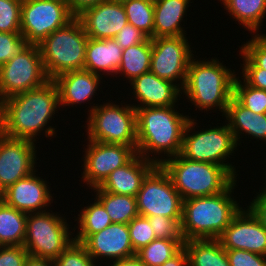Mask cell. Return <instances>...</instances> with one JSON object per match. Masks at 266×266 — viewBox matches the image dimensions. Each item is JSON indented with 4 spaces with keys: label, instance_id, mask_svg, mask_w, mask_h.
<instances>
[{
    "label": "cell",
    "instance_id": "cell-1",
    "mask_svg": "<svg viewBox=\"0 0 266 266\" xmlns=\"http://www.w3.org/2000/svg\"><path fill=\"white\" fill-rule=\"evenodd\" d=\"M57 108H60L58 89L55 82L49 80L41 87L16 94L0 103V132L32 142H36L43 130L46 137H53L55 128L47 126V123Z\"/></svg>",
    "mask_w": 266,
    "mask_h": 266
},
{
    "label": "cell",
    "instance_id": "cell-2",
    "mask_svg": "<svg viewBox=\"0 0 266 266\" xmlns=\"http://www.w3.org/2000/svg\"><path fill=\"white\" fill-rule=\"evenodd\" d=\"M175 106L143 107L136 109L137 153L158 165L161 158H150V153L167 154V158L180 154L188 115L177 112ZM176 110V111H175ZM161 153V154H160Z\"/></svg>",
    "mask_w": 266,
    "mask_h": 266
},
{
    "label": "cell",
    "instance_id": "cell-3",
    "mask_svg": "<svg viewBox=\"0 0 266 266\" xmlns=\"http://www.w3.org/2000/svg\"><path fill=\"white\" fill-rule=\"evenodd\" d=\"M236 183L217 195L183 200L181 227L186 241L219 238L242 208L231 195Z\"/></svg>",
    "mask_w": 266,
    "mask_h": 266
},
{
    "label": "cell",
    "instance_id": "cell-4",
    "mask_svg": "<svg viewBox=\"0 0 266 266\" xmlns=\"http://www.w3.org/2000/svg\"><path fill=\"white\" fill-rule=\"evenodd\" d=\"M195 60L193 57L189 63L181 92L192 101V105L195 104L196 109L207 112L218 107L225 115L233 97V85L237 76L235 71L226 68L217 58L210 61Z\"/></svg>",
    "mask_w": 266,
    "mask_h": 266
},
{
    "label": "cell",
    "instance_id": "cell-5",
    "mask_svg": "<svg viewBox=\"0 0 266 266\" xmlns=\"http://www.w3.org/2000/svg\"><path fill=\"white\" fill-rule=\"evenodd\" d=\"M163 158L159 165L169 175L182 200L217 195L237 179L217 164L192 161L180 154Z\"/></svg>",
    "mask_w": 266,
    "mask_h": 266
},
{
    "label": "cell",
    "instance_id": "cell-6",
    "mask_svg": "<svg viewBox=\"0 0 266 266\" xmlns=\"http://www.w3.org/2000/svg\"><path fill=\"white\" fill-rule=\"evenodd\" d=\"M88 39L82 22L74 17L38 44L49 80L66 72L84 69Z\"/></svg>",
    "mask_w": 266,
    "mask_h": 266
},
{
    "label": "cell",
    "instance_id": "cell-7",
    "mask_svg": "<svg viewBox=\"0 0 266 266\" xmlns=\"http://www.w3.org/2000/svg\"><path fill=\"white\" fill-rule=\"evenodd\" d=\"M195 119L188 121L182 140L180 155L186 159L208 162L225 167L234 177L236 169L230 163H224L240 143H237L228 124L195 132ZM194 129L195 133H192ZM191 131V132H190ZM192 133V134H189ZM236 175V176H235Z\"/></svg>",
    "mask_w": 266,
    "mask_h": 266
},
{
    "label": "cell",
    "instance_id": "cell-8",
    "mask_svg": "<svg viewBox=\"0 0 266 266\" xmlns=\"http://www.w3.org/2000/svg\"><path fill=\"white\" fill-rule=\"evenodd\" d=\"M115 103L91 106L87 119L88 140L124 144L137 149L136 109Z\"/></svg>",
    "mask_w": 266,
    "mask_h": 266
},
{
    "label": "cell",
    "instance_id": "cell-9",
    "mask_svg": "<svg viewBox=\"0 0 266 266\" xmlns=\"http://www.w3.org/2000/svg\"><path fill=\"white\" fill-rule=\"evenodd\" d=\"M59 215L49 211L27 214L23 246L30 256L55 260L74 240L66 218Z\"/></svg>",
    "mask_w": 266,
    "mask_h": 266
},
{
    "label": "cell",
    "instance_id": "cell-10",
    "mask_svg": "<svg viewBox=\"0 0 266 266\" xmlns=\"http://www.w3.org/2000/svg\"><path fill=\"white\" fill-rule=\"evenodd\" d=\"M49 81L39 46L29 44L0 67V103L16 94L27 92Z\"/></svg>",
    "mask_w": 266,
    "mask_h": 266
},
{
    "label": "cell",
    "instance_id": "cell-11",
    "mask_svg": "<svg viewBox=\"0 0 266 266\" xmlns=\"http://www.w3.org/2000/svg\"><path fill=\"white\" fill-rule=\"evenodd\" d=\"M136 197L140 216L182 218V198L169 175L157 165L143 180Z\"/></svg>",
    "mask_w": 266,
    "mask_h": 266
},
{
    "label": "cell",
    "instance_id": "cell-12",
    "mask_svg": "<svg viewBox=\"0 0 266 266\" xmlns=\"http://www.w3.org/2000/svg\"><path fill=\"white\" fill-rule=\"evenodd\" d=\"M75 16L61 0H22L21 34L29 44H40Z\"/></svg>",
    "mask_w": 266,
    "mask_h": 266
},
{
    "label": "cell",
    "instance_id": "cell-13",
    "mask_svg": "<svg viewBox=\"0 0 266 266\" xmlns=\"http://www.w3.org/2000/svg\"><path fill=\"white\" fill-rule=\"evenodd\" d=\"M169 36L152 39L150 71L159 78L177 83L182 89L189 63L194 57L187 37Z\"/></svg>",
    "mask_w": 266,
    "mask_h": 266
},
{
    "label": "cell",
    "instance_id": "cell-14",
    "mask_svg": "<svg viewBox=\"0 0 266 266\" xmlns=\"http://www.w3.org/2000/svg\"><path fill=\"white\" fill-rule=\"evenodd\" d=\"M136 154L132 146L89 140L83 157V182L91 189L99 187L111 172L127 164Z\"/></svg>",
    "mask_w": 266,
    "mask_h": 266
},
{
    "label": "cell",
    "instance_id": "cell-15",
    "mask_svg": "<svg viewBox=\"0 0 266 266\" xmlns=\"http://www.w3.org/2000/svg\"><path fill=\"white\" fill-rule=\"evenodd\" d=\"M34 143L5 136L0 132V194L10 185L36 171L34 165L37 150Z\"/></svg>",
    "mask_w": 266,
    "mask_h": 266
},
{
    "label": "cell",
    "instance_id": "cell-16",
    "mask_svg": "<svg viewBox=\"0 0 266 266\" xmlns=\"http://www.w3.org/2000/svg\"><path fill=\"white\" fill-rule=\"evenodd\" d=\"M218 240L224 249H241L266 256V228L249 207L241 208Z\"/></svg>",
    "mask_w": 266,
    "mask_h": 266
},
{
    "label": "cell",
    "instance_id": "cell-17",
    "mask_svg": "<svg viewBox=\"0 0 266 266\" xmlns=\"http://www.w3.org/2000/svg\"><path fill=\"white\" fill-rule=\"evenodd\" d=\"M35 172L37 170L10 185L0 194V199L8 206L26 214L45 212L51 205L53 196H51L47 182L38 174L36 176Z\"/></svg>",
    "mask_w": 266,
    "mask_h": 266
},
{
    "label": "cell",
    "instance_id": "cell-18",
    "mask_svg": "<svg viewBox=\"0 0 266 266\" xmlns=\"http://www.w3.org/2000/svg\"><path fill=\"white\" fill-rule=\"evenodd\" d=\"M89 38L109 39L128 23L121 1L105 0L85 9L77 16Z\"/></svg>",
    "mask_w": 266,
    "mask_h": 266
},
{
    "label": "cell",
    "instance_id": "cell-19",
    "mask_svg": "<svg viewBox=\"0 0 266 266\" xmlns=\"http://www.w3.org/2000/svg\"><path fill=\"white\" fill-rule=\"evenodd\" d=\"M82 244L95 262L98 258L110 259V262H113L136 255L128 224L111 223L102 231L91 234Z\"/></svg>",
    "mask_w": 266,
    "mask_h": 266
},
{
    "label": "cell",
    "instance_id": "cell-20",
    "mask_svg": "<svg viewBox=\"0 0 266 266\" xmlns=\"http://www.w3.org/2000/svg\"><path fill=\"white\" fill-rule=\"evenodd\" d=\"M131 85L134 100L140 102L137 106L133 105L135 108L174 106L182 94L179 83L159 78L151 71L135 78L130 82Z\"/></svg>",
    "mask_w": 266,
    "mask_h": 266
},
{
    "label": "cell",
    "instance_id": "cell-21",
    "mask_svg": "<svg viewBox=\"0 0 266 266\" xmlns=\"http://www.w3.org/2000/svg\"><path fill=\"white\" fill-rule=\"evenodd\" d=\"M157 165L137 153L127 164L111 172L99 188L109 193L135 197L143 180Z\"/></svg>",
    "mask_w": 266,
    "mask_h": 266
},
{
    "label": "cell",
    "instance_id": "cell-22",
    "mask_svg": "<svg viewBox=\"0 0 266 266\" xmlns=\"http://www.w3.org/2000/svg\"><path fill=\"white\" fill-rule=\"evenodd\" d=\"M102 76L88 70L81 69L63 73L53 79L59 93L60 106L73 107L74 104H82L92 100Z\"/></svg>",
    "mask_w": 266,
    "mask_h": 266
},
{
    "label": "cell",
    "instance_id": "cell-23",
    "mask_svg": "<svg viewBox=\"0 0 266 266\" xmlns=\"http://www.w3.org/2000/svg\"><path fill=\"white\" fill-rule=\"evenodd\" d=\"M123 49L114 38H89L86 47L84 69L97 75H116L120 67ZM101 72L103 74H101Z\"/></svg>",
    "mask_w": 266,
    "mask_h": 266
},
{
    "label": "cell",
    "instance_id": "cell-24",
    "mask_svg": "<svg viewBox=\"0 0 266 266\" xmlns=\"http://www.w3.org/2000/svg\"><path fill=\"white\" fill-rule=\"evenodd\" d=\"M224 116L237 143L240 142V135L244 132L252 136V139L264 140L266 143V113H254L232 97Z\"/></svg>",
    "mask_w": 266,
    "mask_h": 266
},
{
    "label": "cell",
    "instance_id": "cell-25",
    "mask_svg": "<svg viewBox=\"0 0 266 266\" xmlns=\"http://www.w3.org/2000/svg\"><path fill=\"white\" fill-rule=\"evenodd\" d=\"M191 0H159L154 3L153 38L184 36L181 22Z\"/></svg>",
    "mask_w": 266,
    "mask_h": 266
},
{
    "label": "cell",
    "instance_id": "cell-26",
    "mask_svg": "<svg viewBox=\"0 0 266 266\" xmlns=\"http://www.w3.org/2000/svg\"><path fill=\"white\" fill-rule=\"evenodd\" d=\"M189 266H230L226 250L218 239L185 241Z\"/></svg>",
    "mask_w": 266,
    "mask_h": 266
},
{
    "label": "cell",
    "instance_id": "cell-27",
    "mask_svg": "<svg viewBox=\"0 0 266 266\" xmlns=\"http://www.w3.org/2000/svg\"><path fill=\"white\" fill-rule=\"evenodd\" d=\"M27 214L0 199V246H23Z\"/></svg>",
    "mask_w": 266,
    "mask_h": 266
},
{
    "label": "cell",
    "instance_id": "cell-28",
    "mask_svg": "<svg viewBox=\"0 0 266 266\" xmlns=\"http://www.w3.org/2000/svg\"><path fill=\"white\" fill-rule=\"evenodd\" d=\"M152 39L123 49L120 67L116 75L121 73L129 82L149 72L151 67Z\"/></svg>",
    "mask_w": 266,
    "mask_h": 266
},
{
    "label": "cell",
    "instance_id": "cell-29",
    "mask_svg": "<svg viewBox=\"0 0 266 266\" xmlns=\"http://www.w3.org/2000/svg\"><path fill=\"white\" fill-rule=\"evenodd\" d=\"M224 9L239 24L251 31L258 33L259 27L263 24V18L266 14V0H220Z\"/></svg>",
    "mask_w": 266,
    "mask_h": 266
},
{
    "label": "cell",
    "instance_id": "cell-30",
    "mask_svg": "<svg viewBox=\"0 0 266 266\" xmlns=\"http://www.w3.org/2000/svg\"><path fill=\"white\" fill-rule=\"evenodd\" d=\"M96 199L104 206L112 223L128 224L138 216L136 197L130 195H118L93 188Z\"/></svg>",
    "mask_w": 266,
    "mask_h": 266
},
{
    "label": "cell",
    "instance_id": "cell-31",
    "mask_svg": "<svg viewBox=\"0 0 266 266\" xmlns=\"http://www.w3.org/2000/svg\"><path fill=\"white\" fill-rule=\"evenodd\" d=\"M94 199V203L84 207L75 220L79 223V231L73 238L76 242L83 243L91 234L102 231L112 223L104 206L96 198Z\"/></svg>",
    "mask_w": 266,
    "mask_h": 266
},
{
    "label": "cell",
    "instance_id": "cell-32",
    "mask_svg": "<svg viewBox=\"0 0 266 266\" xmlns=\"http://www.w3.org/2000/svg\"><path fill=\"white\" fill-rule=\"evenodd\" d=\"M184 245L178 239H154L136 252L145 266H161L177 254Z\"/></svg>",
    "mask_w": 266,
    "mask_h": 266
},
{
    "label": "cell",
    "instance_id": "cell-33",
    "mask_svg": "<svg viewBox=\"0 0 266 266\" xmlns=\"http://www.w3.org/2000/svg\"><path fill=\"white\" fill-rule=\"evenodd\" d=\"M128 23L153 39L154 3L147 0H122Z\"/></svg>",
    "mask_w": 266,
    "mask_h": 266
},
{
    "label": "cell",
    "instance_id": "cell-34",
    "mask_svg": "<svg viewBox=\"0 0 266 266\" xmlns=\"http://www.w3.org/2000/svg\"><path fill=\"white\" fill-rule=\"evenodd\" d=\"M236 76L233 85V97L254 113H266V91L248 85Z\"/></svg>",
    "mask_w": 266,
    "mask_h": 266
},
{
    "label": "cell",
    "instance_id": "cell-35",
    "mask_svg": "<svg viewBox=\"0 0 266 266\" xmlns=\"http://www.w3.org/2000/svg\"><path fill=\"white\" fill-rule=\"evenodd\" d=\"M22 0H0V32L21 33Z\"/></svg>",
    "mask_w": 266,
    "mask_h": 266
},
{
    "label": "cell",
    "instance_id": "cell-36",
    "mask_svg": "<svg viewBox=\"0 0 266 266\" xmlns=\"http://www.w3.org/2000/svg\"><path fill=\"white\" fill-rule=\"evenodd\" d=\"M147 218L157 239H178L184 245L186 240L182 234V218H168L160 215Z\"/></svg>",
    "mask_w": 266,
    "mask_h": 266
},
{
    "label": "cell",
    "instance_id": "cell-37",
    "mask_svg": "<svg viewBox=\"0 0 266 266\" xmlns=\"http://www.w3.org/2000/svg\"><path fill=\"white\" fill-rule=\"evenodd\" d=\"M54 266H97L86 247L72 241L70 245L54 260Z\"/></svg>",
    "mask_w": 266,
    "mask_h": 266
},
{
    "label": "cell",
    "instance_id": "cell-38",
    "mask_svg": "<svg viewBox=\"0 0 266 266\" xmlns=\"http://www.w3.org/2000/svg\"><path fill=\"white\" fill-rule=\"evenodd\" d=\"M130 239L135 252L156 239L149 219L144 216H136L128 223Z\"/></svg>",
    "mask_w": 266,
    "mask_h": 266
},
{
    "label": "cell",
    "instance_id": "cell-39",
    "mask_svg": "<svg viewBox=\"0 0 266 266\" xmlns=\"http://www.w3.org/2000/svg\"><path fill=\"white\" fill-rule=\"evenodd\" d=\"M28 45L21 33L0 32V67Z\"/></svg>",
    "mask_w": 266,
    "mask_h": 266
},
{
    "label": "cell",
    "instance_id": "cell-40",
    "mask_svg": "<svg viewBox=\"0 0 266 266\" xmlns=\"http://www.w3.org/2000/svg\"><path fill=\"white\" fill-rule=\"evenodd\" d=\"M254 37V38H253ZM243 44L241 51L258 67L266 70V34H256Z\"/></svg>",
    "mask_w": 266,
    "mask_h": 266
},
{
    "label": "cell",
    "instance_id": "cell-41",
    "mask_svg": "<svg viewBox=\"0 0 266 266\" xmlns=\"http://www.w3.org/2000/svg\"><path fill=\"white\" fill-rule=\"evenodd\" d=\"M243 57L242 77L248 85L266 91V70L258 68L241 50Z\"/></svg>",
    "mask_w": 266,
    "mask_h": 266
},
{
    "label": "cell",
    "instance_id": "cell-42",
    "mask_svg": "<svg viewBox=\"0 0 266 266\" xmlns=\"http://www.w3.org/2000/svg\"><path fill=\"white\" fill-rule=\"evenodd\" d=\"M230 266H266V256L241 249H225Z\"/></svg>",
    "mask_w": 266,
    "mask_h": 266
},
{
    "label": "cell",
    "instance_id": "cell-43",
    "mask_svg": "<svg viewBox=\"0 0 266 266\" xmlns=\"http://www.w3.org/2000/svg\"><path fill=\"white\" fill-rule=\"evenodd\" d=\"M148 38L145 33L134 27L131 23H127L114 37L122 49L145 42Z\"/></svg>",
    "mask_w": 266,
    "mask_h": 266
},
{
    "label": "cell",
    "instance_id": "cell-44",
    "mask_svg": "<svg viewBox=\"0 0 266 266\" xmlns=\"http://www.w3.org/2000/svg\"><path fill=\"white\" fill-rule=\"evenodd\" d=\"M28 255L24 246H0V266H24Z\"/></svg>",
    "mask_w": 266,
    "mask_h": 266
},
{
    "label": "cell",
    "instance_id": "cell-45",
    "mask_svg": "<svg viewBox=\"0 0 266 266\" xmlns=\"http://www.w3.org/2000/svg\"><path fill=\"white\" fill-rule=\"evenodd\" d=\"M255 199L247 206L260 220L261 224L266 228V191L259 190Z\"/></svg>",
    "mask_w": 266,
    "mask_h": 266
},
{
    "label": "cell",
    "instance_id": "cell-46",
    "mask_svg": "<svg viewBox=\"0 0 266 266\" xmlns=\"http://www.w3.org/2000/svg\"><path fill=\"white\" fill-rule=\"evenodd\" d=\"M103 1L105 0H69L68 6H69L71 13L75 17H77L85 9L89 7H93Z\"/></svg>",
    "mask_w": 266,
    "mask_h": 266
},
{
    "label": "cell",
    "instance_id": "cell-47",
    "mask_svg": "<svg viewBox=\"0 0 266 266\" xmlns=\"http://www.w3.org/2000/svg\"><path fill=\"white\" fill-rule=\"evenodd\" d=\"M161 266H189L186 249L183 247L177 254L165 261Z\"/></svg>",
    "mask_w": 266,
    "mask_h": 266
},
{
    "label": "cell",
    "instance_id": "cell-48",
    "mask_svg": "<svg viewBox=\"0 0 266 266\" xmlns=\"http://www.w3.org/2000/svg\"><path fill=\"white\" fill-rule=\"evenodd\" d=\"M24 266H54V260L28 255L24 262Z\"/></svg>",
    "mask_w": 266,
    "mask_h": 266
},
{
    "label": "cell",
    "instance_id": "cell-49",
    "mask_svg": "<svg viewBox=\"0 0 266 266\" xmlns=\"http://www.w3.org/2000/svg\"><path fill=\"white\" fill-rule=\"evenodd\" d=\"M108 266H145L140 259L135 255L129 258H124L118 261H113Z\"/></svg>",
    "mask_w": 266,
    "mask_h": 266
},
{
    "label": "cell",
    "instance_id": "cell-50",
    "mask_svg": "<svg viewBox=\"0 0 266 266\" xmlns=\"http://www.w3.org/2000/svg\"><path fill=\"white\" fill-rule=\"evenodd\" d=\"M147 1H149V2H151V3H156V2H158L159 0H147Z\"/></svg>",
    "mask_w": 266,
    "mask_h": 266
},
{
    "label": "cell",
    "instance_id": "cell-51",
    "mask_svg": "<svg viewBox=\"0 0 266 266\" xmlns=\"http://www.w3.org/2000/svg\"><path fill=\"white\" fill-rule=\"evenodd\" d=\"M265 166H266V165H265ZM265 175H266V173H265ZM265 179H266V178H265ZM264 184H265V186H266V181H265ZM262 190H263V191H266V187H265V188H262Z\"/></svg>",
    "mask_w": 266,
    "mask_h": 266
},
{
    "label": "cell",
    "instance_id": "cell-52",
    "mask_svg": "<svg viewBox=\"0 0 266 266\" xmlns=\"http://www.w3.org/2000/svg\"><path fill=\"white\" fill-rule=\"evenodd\" d=\"M61 1L65 2L67 4L69 3V0H61Z\"/></svg>",
    "mask_w": 266,
    "mask_h": 266
}]
</instances>
